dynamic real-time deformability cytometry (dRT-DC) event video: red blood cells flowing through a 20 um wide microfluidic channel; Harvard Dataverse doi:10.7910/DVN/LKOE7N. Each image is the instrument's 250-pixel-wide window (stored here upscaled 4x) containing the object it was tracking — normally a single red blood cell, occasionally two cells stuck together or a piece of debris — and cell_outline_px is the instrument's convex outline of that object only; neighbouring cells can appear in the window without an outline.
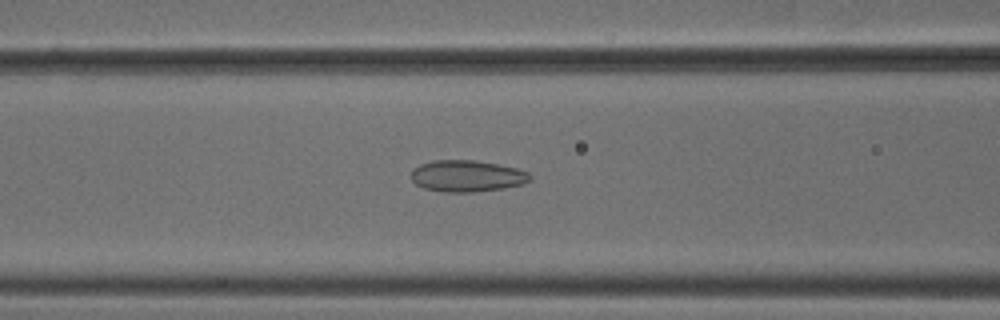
{"species": "common noctule bat (a hibernating species)", "species_latin": "Nyctalus noctula", "temperature_condition": "cold", "stored_images_in_passage": 52, "camera_frame_rate_fps": 3000, "um_per_image_px": 0.085, "animal": {"sex": "male", "body_mass_g": 18.8}, "frame": {"image": 1, "passage_image": 21, "time_ms": 6.667, "image_size_px": [1000, 320], "cell_outline_px": [[532, 180], [524, 184], [504, 188], [472, 192], [444, 192], [424, 188], [416, 184], [412, 180], [412, 168], [420, 164], [432, 160], [472, 160], [500, 164], [516, 168], [528, 172], [532, 176]], "centroid_in_image_um": [39.71, 14.96], "position_along_channel_um": 126.9, "area_um2": 22.02}}
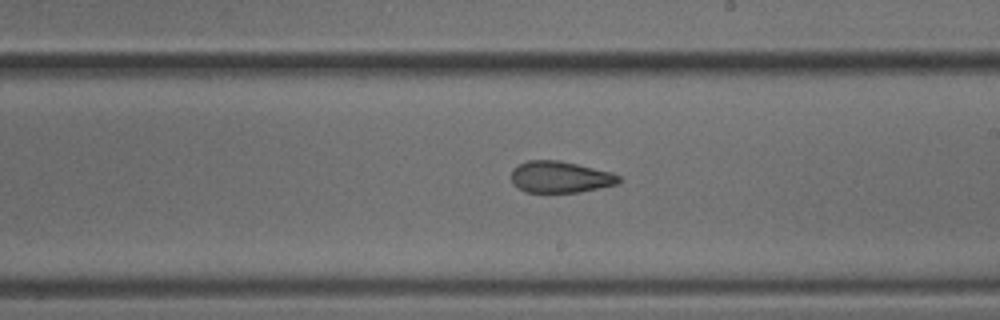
{"frame": {"image": 2, "passage_image": 30, "time_ms": 9.667, "image_size_px": [1000, 320], "cell_outline_px": [[620, 180], [616, 184], [580, 192], [524, 192], [512, 184], [512, 168], [528, 160], [560, 160], [612, 172], [620, 176]], "centroid_in_image_um": [47.59, 15.04], "position_along_channel_um": 241.4, "area_um2": 19.77}}
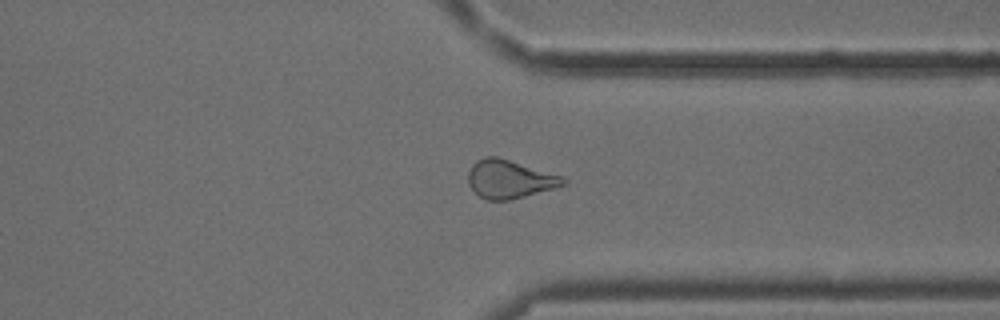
{"frame": {"image": 3, "passage_image": 40, "time_ms": 13.0, "image_size_px": [1000, 320], "cell_outline_px": [[568, 180], [564, 184], [552, 188], [524, 196], [508, 200], [488, 200], [480, 196], [468, 184], [468, 172], [472, 164], [476, 160], [488, 156], [496, 156], [564, 176]], "centroid_in_image_um": [43.3, 15.21], "position_along_channel_um": 368.1, "area_um2": 20.98}, "authors_computed_cell_mechanics": {"area_um2": 22.4553, "velocity_mm_per_s": 3.8175, "shape_relaxation_time_tau1_ms": null, "shape_relaxation_time_tau2_ms": 1.8325, "deformation_change_tau1": null, "deformation_change_tau2": 0.0941}}